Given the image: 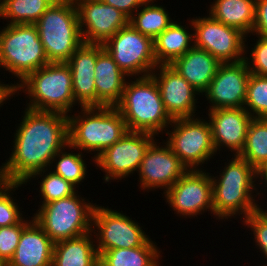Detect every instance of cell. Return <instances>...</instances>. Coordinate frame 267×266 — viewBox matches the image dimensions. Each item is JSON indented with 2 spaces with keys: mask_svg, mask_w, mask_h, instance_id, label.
<instances>
[{
  "mask_svg": "<svg viewBox=\"0 0 267 266\" xmlns=\"http://www.w3.org/2000/svg\"><path fill=\"white\" fill-rule=\"evenodd\" d=\"M16 126L13 147L4 162L9 183H25L33 174L50 168L53 157L69 143L68 116L26 108Z\"/></svg>",
  "mask_w": 267,
  "mask_h": 266,
  "instance_id": "6da1fadb",
  "label": "cell"
},
{
  "mask_svg": "<svg viewBox=\"0 0 267 266\" xmlns=\"http://www.w3.org/2000/svg\"><path fill=\"white\" fill-rule=\"evenodd\" d=\"M226 159L228 163L225 161L224 167L216 172L219 175L210 173L213 213L218 222L232 221L233 217L243 220L257 211L262 204L258 202L263 192L258 189L257 170L239 155Z\"/></svg>",
  "mask_w": 267,
  "mask_h": 266,
  "instance_id": "7a4b0ae2",
  "label": "cell"
},
{
  "mask_svg": "<svg viewBox=\"0 0 267 266\" xmlns=\"http://www.w3.org/2000/svg\"><path fill=\"white\" fill-rule=\"evenodd\" d=\"M78 110L68 115L69 144L91 154V162L95 163V158L118 142L128 129L114 106L80 107Z\"/></svg>",
  "mask_w": 267,
  "mask_h": 266,
  "instance_id": "3957f363",
  "label": "cell"
},
{
  "mask_svg": "<svg viewBox=\"0 0 267 266\" xmlns=\"http://www.w3.org/2000/svg\"><path fill=\"white\" fill-rule=\"evenodd\" d=\"M22 93L28 98L25 107L32 110L68 116L76 106L79 108L73 96L72 73L66 62L48 63L29 73L13 88L14 98Z\"/></svg>",
  "mask_w": 267,
  "mask_h": 266,
  "instance_id": "277c9868",
  "label": "cell"
},
{
  "mask_svg": "<svg viewBox=\"0 0 267 266\" xmlns=\"http://www.w3.org/2000/svg\"><path fill=\"white\" fill-rule=\"evenodd\" d=\"M132 79H127L122 98L115 107L128 131L161 137L159 134H164L173 119L166 112L157 83L151 75Z\"/></svg>",
  "mask_w": 267,
  "mask_h": 266,
  "instance_id": "5b68a950",
  "label": "cell"
},
{
  "mask_svg": "<svg viewBox=\"0 0 267 266\" xmlns=\"http://www.w3.org/2000/svg\"><path fill=\"white\" fill-rule=\"evenodd\" d=\"M0 27V69L8 71L18 81L50 63L35 24H5ZM16 77V78H15Z\"/></svg>",
  "mask_w": 267,
  "mask_h": 266,
  "instance_id": "8992f818",
  "label": "cell"
},
{
  "mask_svg": "<svg viewBox=\"0 0 267 266\" xmlns=\"http://www.w3.org/2000/svg\"><path fill=\"white\" fill-rule=\"evenodd\" d=\"M78 193L81 192L77 191L67 198L45 203L33 213V219L54 243L92 231L96 203Z\"/></svg>",
  "mask_w": 267,
  "mask_h": 266,
  "instance_id": "52a82bcc",
  "label": "cell"
},
{
  "mask_svg": "<svg viewBox=\"0 0 267 266\" xmlns=\"http://www.w3.org/2000/svg\"><path fill=\"white\" fill-rule=\"evenodd\" d=\"M35 25L50 63L67 62L84 43L77 7L52 4Z\"/></svg>",
  "mask_w": 267,
  "mask_h": 266,
  "instance_id": "ba28073f",
  "label": "cell"
},
{
  "mask_svg": "<svg viewBox=\"0 0 267 266\" xmlns=\"http://www.w3.org/2000/svg\"><path fill=\"white\" fill-rule=\"evenodd\" d=\"M203 118L199 115L193 118L173 119L164 132L167 137L164 142L188 170L203 169L204 164H208L217 154L210 124L207 118Z\"/></svg>",
  "mask_w": 267,
  "mask_h": 266,
  "instance_id": "9c48e42d",
  "label": "cell"
},
{
  "mask_svg": "<svg viewBox=\"0 0 267 266\" xmlns=\"http://www.w3.org/2000/svg\"><path fill=\"white\" fill-rule=\"evenodd\" d=\"M137 221L121 210L95 205L92 217V232L100 255L110 249L134 248L144 245L147 235Z\"/></svg>",
  "mask_w": 267,
  "mask_h": 266,
  "instance_id": "30bf717a",
  "label": "cell"
},
{
  "mask_svg": "<svg viewBox=\"0 0 267 266\" xmlns=\"http://www.w3.org/2000/svg\"><path fill=\"white\" fill-rule=\"evenodd\" d=\"M103 47L129 78L149 76L158 66L154 40L135 30L130 23L118 30Z\"/></svg>",
  "mask_w": 267,
  "mask_h": 266,
  "instance_id": "8fae6325",
  "label": "cell"
},
{
  "mask_svg": "<svg viewBox=\"0 0 267 266\" xmlns=\"http://www.w3.org/2000/svg\"><path fill=\"white\" fill-rule=\"evenodd\" d=\"M155 140L156 135L151 133L127 131L95 158L96 169L105 173L102 180L109 185L112 180L119 182L138 172L147 149Z\"/></svg>",
  "mask_w": 267,
  "mask_h": 266,
  "instance_id": "7c38bea8",
  "label": "cell"
},
{
  "mask_svg": "<svg viewBox=\"0 0 267 266\" xmlns=\"http://www.w3.org/2000/svg\"><path fill=\"white\" fill-rule=\"evenodd\" d=\"M208 169H190L165 193L166 204L177 216L197 218L208 211L213 213L212 180Z\"/></svg>",
  "mask_w": 267,
  "mask_h": 266,
  "instance_id": "4fadbf2b",
  "label": "cell"
},
{
  "mask_svg": "<svg viewBox=\"0 0 267 266\" xmlns=\"http://www.w3.org/2000/svg\"><path fill=\"white\" fill-rule=\"evenodd\" d=\"M191 21L196 48L209 52L221 63L244 60L248 40L244 33L213 19L209 14L194 16Z\"/></svg>",
  "mask_w": 267,
  "mask_h": 266,
  "instance_id": "5bb4252c",
  "label": "cell"
},
{
  "mask_svg": "<svg viewBox=\"0 0 267 266\" xmlns=\"http://www.w3.org/2000/svg\"><path fill=\"white\" fill-rule=\"evenodd\" d=\"M158 141L149 146L137 172L138 185L144 193L159 188L164 194L188 170L164 141Z\"/></svg>",
  "mask_w": 267,
  "mask_h": 266,
  "instance_id": "9a60e30c",
  "label": "cell"
},
{
  "mask_svg": "<svg viewBox=\"0 0 267 266\" xmlns=\"http://www.w3.org/2000/svg\"><path fill=\"white\" fill-rule=\"evenodd\" d=\"M250 74L245 60L221 63L208 89L202 94L209 103L208 110L244 108Z\"/></svg>",
  "mask_w": 267,
  "mask_h": 266,
  "instance_id": "2e32d148",
  "label": "cell"
},
{
  "mask_svg": "<svg viewBox=\"0 0 267 266\" xmlns=\"http://www.w3.org/2000/svg\"><path fill=\"white\" fill-rule=\"evenodd\" d=\"M150 75L156 81L166 112L172 119L199 116L197 98L201 94L175 68L171 65H158Z\"/></svg>",
  "mask_w": 267,
  "mask_h": 266,
  "instance_id": "e0dca14e",
  "label": "cell"
},
{
  "mask_svg": "<svg viewBox=\"0 0 267 266\" xmlns=\"http://www.w3.org/2000/svg\"><path fill=\"white\" fill-rule=\"evenodd\" d=\"M78 18L84 43L103 45L118 30L129 23V18L102 0H83L78 6Z\"/></svg>",
  "mask_w": 267,
  "mask_h": 266,
  "instance_id": "ac0fdd59",
  "label": "cell"
},
{
  "mask_svg": "<svg viewBox=\"0 0 267 266\" xmlns=\"http://www.w3.org/2000/svg\"><path fill=\"white\" fill-rule=\"evenodd\" d=\"M206 115L217 155L223 149L231 151V155H239L244 148L248 126L253 119L249 112L245 108H221L207 110Z\"/></svg>",
  "mask_w": 267,
  "mask_h": 266,
  "instance_id": "d6986e66",
  "label": "cell"
},
{
  "mask_svg": "<svg viewBox=\"0 0 267 266\" xmlns=\"http://www.w3.org/2000/svg\"><path fill=\"white\" fill-rule=\"evenodd\" d=\"M103 45L83 43L66 62L72 73L75 102L79 107L96 106L95 64Z\"/></svg>",
  "mask_w": 267,
  "mask_h": 266,
  "instance_id": "ffe728a7",
  "label": "cell"
},
{
  "mask_svg": "<svg viewBox=\"0 0 267 266\" xmlns=\"http://www.w3.org/2000/svg\"><path fill=\"white\" fill-rule=\"evenodd\" d=\"M54 244L33 219L23 229L15 254L6 266H52Z\"/></svg>",
  "mask_w": 267,
  "mask_h": 266,
  "instance_id": "44dd1931",
  "label": "cell"
},
{
  "mask_svg": "<svg viewBox=\"0 0 267 266\" xmlns=\"http://www.w3.org/2000/svg\"><path fill=\"white\" fill-rule=\"evenodd\" d=\"M96 106H116L129 78L104 49L95 64Z\"/></svg>",
  "mask_w": 267,
  "mask_h": 266,
  "instance_id": "7402d4cb",
  "label": "cell"
},
{
  "mask_svg": "<svg viewBox=\"0 0 267 266\" xmlns=\"http://www.w3.org/2000/svg\"><path fill=\"white\" fill-rule=\"evenodd\" d=\"M220 64L209 52L193 46L171 66L202 95L208 89Z\"/></svg>",
  "mask_w": 267,
  "mask_h": 266,
  "instance_id": "603a6c76",
  "label": "cell"
},
{
  "mask_svg": "<svg viewBox=\"0 0 267 266\" xmlns=\"http://www.w3.org/2000/svg\"><path fill=\"white\" fill-rule=\"evenodd\" d=\"M187 21L189 24L187 22L186 26L181 25L182 21L174 20L154 39V54L158 65H171L194 46L191 17Z\"/></svg>",
  "mask_w": 267,
  "mask_h": 266,
  "instance_id": "cb8c5ba5",
  "label": "cell"
},
{
  "mask_svg": "<svg viewBox=\"0 0 267 266\" xmlns=\"http://www.w3.org/2000/svg\"><path fill=\"white\" fill-rule=\"evenodd\" d=\"M93 232L54 244L52 266H99Z\"/></svg>",
  "mask_w": 267,
  "mask_h": 266,
  "instance_id": "d4e9b609",
  "label": "cell"
},
{
  "mask_svg": "<svg viewBox=\"0 0 267 266\" xmlns=\"http://www.w3.org/2000/svg\"><path fill=\"white\" fill-rule=\"evenodd\" d=\"M256 0H213L206 10L213 19L250 37L255 23Z\"/></svg>",
  "mask_w": 267,
  "mask_h": 266,
  "instance_id": "484cf974",
  "label": "cell"
},
{
  "mask_svg": "<svg viewBox=\"0 0 267 266\" xmlns=\"http://www.w3.org/2000/svg\"><path fill=\"white\" fill-rule=\"evenodd\" d=\"M156 244L150 238L140 247L106 250L99 255V266H162V251Z\"/></svg>",
  "mask_w": 267,
  "mask_h": 266,
  "instance_id": "4316f807",
  "label": "cell"
},
{
  "mask_svg": "<svg viewBox=\"0 0 267 266\" xmlns=\"http://www.w3.org/2000/svg\"><path fill=\"white\" fill-rule=\"evenodd\" d=\"M157 1L149 0L129 18V23L135 30L153 40L175 20L165 6L156 4Z\"/></svg>",
  "mask_w": 267,
  "mask_h": 266,
  "instance_id": "83f0119b",
  "label": "cell"
},
{
  "mask_svg": "<svg viewBox=\"0 0 267 266\" xmlns=\"http://www.w3.org/2000/svg\"><path fill=\"white\" fill-rule=\"evenodd\" d=\"M86 155L68 143L53 157L49 169L78 188L86 180L89 172L86 164L89 163L86 162L88 158L84 159Z\"/></svg>",
  "mask_w": 267,
  "mask_h": 266,
  "instance_id": "f1b7e54d",
  "label": "cell"
},
{
  "mask_svg": "<svg viewBox=\"0 0 267 266\" xmlns=\"http://www.w3.org/2000/svg\"><path fill=\"white\" fill-rule=\"evenodd\" d=\"M51 0H5L0 4V20L6 24H35L52 5Z\"/></svg>",
  "mask_w": 267,
  "mask_h": 266,
  "instance_id": "f546056e",
  "label": "cell"
},
{
  "mask_svg": "<svg viewBox=\"0 0 267 266\" xmlns=\"http://www.w3.org/2000/svg\"><path fill=\"white\" fill-rule=\"evenodd\" d=\"M239 156L256 170L267 162V118H253L251 120L246 142Z\"/></svg>",
  "mask_w": 267,
  "mask_h": 266,
  "instance_id": "4dcf8cb0",
  "label": "cell"
},
{
  "mask_svg": "<svg viewBox=\"0 0 267 266\" xmlns=\"http://www.w3.org/2000/svg\"><path fill=\"white\" fill-rule=\"evenodd\" d=\"M38 180L40 181L38 183L39 185V197H41L39 200V206L50 203L59 199L67 198L69 196H72L75 194L79 188L74 186L71 182L65 180L60 175L55 174L52 170L44 169L39 172H36L33 174L25 183L24 185H29L27 182H31L32 180ZM42 202V203H41Z\"/></svg>",
  "mask_w": 267,
  "mask_h": 266,
  "instance_id": "1f68e13d",
  "label": "cell"
},
{
  "mask_svg": "<svg viewBox=\"0 0 267 266\" xmlns=\"http://www.w3.org/2000/svg\"><path fill=\"white\" fill-rule=\"evenodd\" d=\"M244 108L253 118H267V76L250 74Z\"/></svg>",
  "mask_w": 267,
  "mask_h": 266,
  "instance_id": "d6a6232c",
  "label": "cell"
},
{
  "mask_svg": "<svg viewBox=\"0 0 267 266\" xmlns=\"http://www.w3.org/2000/svg\"><path fill=\"white\" fill-rule=\"evenodd\" d=\"M22 186L24 183H9L0 191V227L16 225L25 217L20 203L17 204L13 196Z\"/></svg>",
  "mask_w": 267,
  "mask_h": 266,
  "instance_id": "836d02e7",
  "label": "cell"
},
{
  "mask_svg": "<svg viewBox=\"0 0 267 266\" xmlns=\"http://www.w3.org/2000/svg\"><path fill=\"white\" fill-rule=\"evenodd\" d=\"M25 217L16 225L0 227V263L6 266L13 258L23 229L33 220V214ZM29 216V217H27Z\"/></svg>",
  "mask_w": 267,
  "mask_h": 266,
  "instance_id": "e575fe53",
  "label": "cell"
},
{
  "mask_svg": "<svg viewBox=\"0 0 267 266\" xmlns=\"http://www.w3.org/2000/svg\"><path fill=\"white\" fill-rule=\"evenodd\" d=\"M240 222L245 225L244 229L246 226V229L250 228L248 231H251L249 234H253V244L256 246L254 248L259 249L261 257L267 260V215L259 208Z\"/></svg>",
  "mask_w": 267,
  "mask_h": 266,
  "instance_id": "d590c367",
  "label": "cell"
},
{
  "mask_svg": "<svg viewBox=\"0 0 267 266\" xmlns=\"http://www.w3.org/2000/svg\"><path fill=\"white\" fill-rule=\"evenodd\" d=\"M256 37L258 39L252 37V40H255L254 44L248 46V42L245 43L244 60L252 74L267 76V39L261 36ZM250 47L251 49L249 50Z\"/></svg>",
  "mask_w": 267,
  "mask_h": 266,
  "instance_id": "8d00e7d4",
  "label": "cell"
},
{
  "mask_svg": "<svg viewBox=\"0 0 267 266\" xmlns=\"http://www.w3.org/2000/svg\"><path fill=\"white\" fill-rule=\"evenodd\" d=\"M267 39V0H256L255 23L252 34Z\"/></svg>",
  "mask_w": 267,
  "mask_h": 266,
  "instance_id": "74e56055",
  "label": "cell"
},
{
  "mask_svg": "<svg viewBox=\"0 0 267 266\" xmlns=\"http://www.w3.org/2000/svg\"><path fill=\"white\" fill-rule=\"evenodd\" d=\"M105 4L113 6L130 18L143 4L149 0H102Z\"/></svg>",
  "mask_w": 267,
  "mask_h": 266,
  "instance_id": "f35d334b",
  "label": "cell"
},
{
  "mask_svg": "<svg viewBox=\"0 0 267 266\" xmlns=\"http://www.w3.org/2000/svg\"><path fill=\"white\" fill-rule=\"evenodd\" d=\"M0 80V108L6 104L7 101L13 99V88L11 87V82L5 83Z\"/></svg>",
  "mask_w": 267,
  "mask_h": 266,
  "instance_id": "ab89813d",
  "label": "cell"
},
{
  "mask_svg": "<svg viewBox=\"0 0 267 266\" xmlns=\"http://www.w3.org/2000/svg\"><path fill=\"white\" fill-rule=\"evenodd\" d=\"M257 184H258V189H262L263 187L265 188L263 192L267 193V162L262 165L258 170H257ZM263 184V185H262ZM262 186V187H260Z\"/></svg>",
  "mask_w": 267,
  "mask_h": 266,
  "instance_id": "60d3db41",
  "label": "cell"
},
{
  "mask_svg": "<svg viewBox=\"0 0 267 266\" xmlns=\"http://www.w3.org/2000/svg\"><path fill=\"white\" fill-rule=\"evenodd\" d=\"M9 184V181L5 174L4 162L0 166V191Z\"/></svg>",
  "mask_w": 267,
  "mask_h": 266,
  "instance_id": "b9f144b4",
  "label": "cell"
},
{
  "mask_svg": "<svg viewBox=\"0 0 267 266\" xmlns=\"http://www.w3.org/2000/svg\"><path fill=\"white\" fill-rule=\"evenodd\" d=\"M83 0H51L53 4L71 5L77 7Z\"/></svg>",
  "mask_w": 267,
  "mask_h": 266,
  "instance_id": "7bdbcfd3",
  "label": "cell"
},
{
  "mask_svg": "<svg viewBox=\"0 0 267 266\" xmlns=\"http://www.w3.org/2000/svg\"><path fill=\"white\" fill-rule=\"evenodd\" d=\"M260 209L267 215V210L262 208V206H260Z\"/></svg>",
  "mask_w": 267,
  "mask_h": 266,
  "instance_id": "ee69618b",
  "label": "cell"
}]
</instances>
